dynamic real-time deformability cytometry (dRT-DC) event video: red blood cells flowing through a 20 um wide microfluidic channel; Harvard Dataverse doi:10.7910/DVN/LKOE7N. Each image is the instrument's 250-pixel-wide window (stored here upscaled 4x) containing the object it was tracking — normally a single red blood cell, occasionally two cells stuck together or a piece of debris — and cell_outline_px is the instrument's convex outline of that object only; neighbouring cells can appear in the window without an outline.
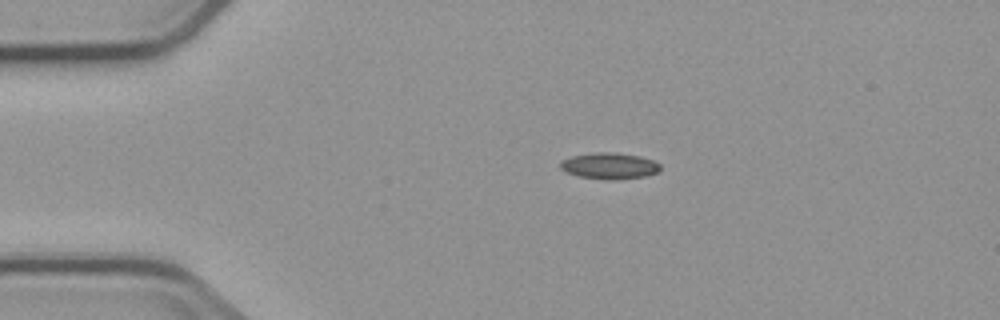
{"species": "common noctule bat (a hibernating species)", "species_latin": "Nyctalus noctula", "temperature_condition": "cold", "stored_images_in_passage": 3, "camera_frame_rate_fps": 3000, "um_per_image_px": 0.085, "animal": {"sex": "male", "body_mass_g": 23.1, "forearm_length_mm": 52.7}, "frame": {"image": 1, "passage_image": 1, "time_ms": 0.0, "image_size_px": [1000, 320], "cell_outline_px": [[660, 168], [656, 172], [644, 176], [616, 180], [612, 180], [580, 176], [568, 172], [560, 168], [560, 160], [572, 156], [596, 152], [616, 152], [640, 156], [652, 160], [660, 164]], "centroid_in_image_um": [51.79, 14.08], "position_along_channel_um": 33.2, "area_um2": 15.14}}
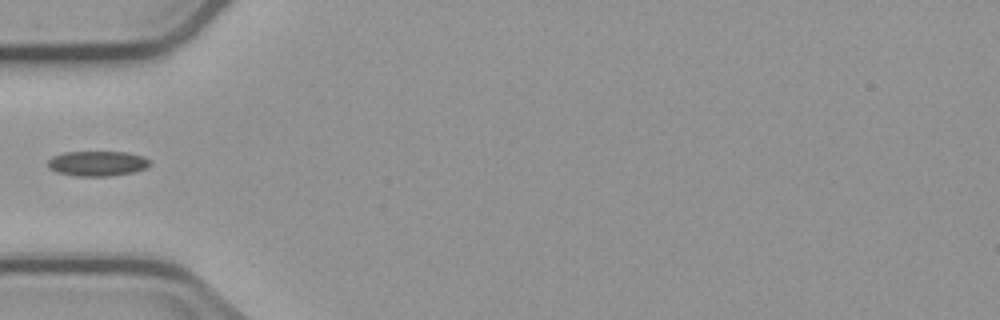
{"frame": {"image": 2, "passage_image": 3, "time_ms": 2.333, "image_size_px": [1000, 320], "cell_outline_px": [[148, 164], [144, 168], [132, 172], [108, 176], [76, 176], [56, 172], [48, 164], [48, 160], [52, 156], [64, 152], [124, 152], [144, 156], [148, 160]], "centroid_in_image_um": [8.23, 13.89], "position_along_channel_um": 76.8, "area_um2": 14.62}}